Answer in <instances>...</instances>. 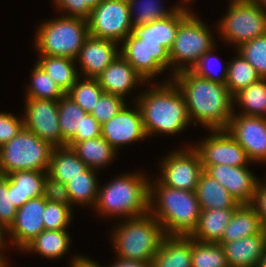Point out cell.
Listing matches in <instances>:
<instances>
[{
    "label": "cell",
    "instance_id": "7",
    "mask_svg": "<svg viewBox=\"0 0 266 267\" xmlns=\"http://www.w3.org/2000/svg\"><path fill=\"white\" fill-rule=\"evenodd\" d=\"M35 47L39 55L61 56L76 59L89 36L87 19L62 16L50 19L38 27Z\"/></svg>",
    "mask_w": 266,
    "mask_h": 267
},
{
    "label": "cell",
    "instance_id": "24",
    "mask_svg": "<svg viewBox=\"0 0 266 267\" xmlns=\"http://www.w3.org/2000/svg\"><path fill=\"white\" fill-rule=\"evenodd\" d=\"M195 193L201 210L237 208L240 205L224 186L205 171L201 173Z\"/></svg>",
    "mask_w": 266,
    "mask_h": 267
},
{
    "label": "cell",
    "instance_id": "13",
    "mask_svg": "<svg viewBox=\"0 0 266 267\" xmlns=\"http://www.w3.org/2000/svg\"><path fill=\"white\" fill-rule=\"evenodd\" d=\"M192 147L198 152L202 166L246 167L252 162L247 152L226 130H212L210 136Z\"/></svg>",
    "mask_w": 266,
    "mask_h": 267
},
{
    "label": "cell",
    "instance_id": "5",
    "mask_svg": "<svg viewBox=\"0 0 266 267\" xmlns=\"http://www.w3.org/2000/svg\"><path fill=\"white\" fill-rule=\"evenodd\" d=\"M142 173H124L104 187L99 185L95 203L97 213L134 218L149 213V183ZM117 215V216H116Z\"/></svg>",
    "mask_w": 266,
    "mask_h": 267
},
{
    "label": "cell",
    "instance_id": "17",
    "mask_svg": "<svg viewBox=\"0 0 266 267\" xmlns=\"http://www.w3.org/2000/svg\"><path fill=\"white\" fill-rule=\"evenodd\" d=\"M44 196L28 200L22 207L18 208L14 222L4 233V243L6 235L11 238L16 249L22 250L30 241L45 230L43 222V212L46 207Z\"/></svg>",
    "mask_w": 266,
    "mask_h": 267
},
{
    "label": "cell",
    "instance_id": "14",
    "mask_svg": "<svg viewBox=\"0 0 266 267\" xmlns=\"http://www.w3.org/2000/svg\"><path fill=\"white\" fill-rule=\"evenodd\" d=\"M25 101L24 127L53 146H61L58 100L26 98Z\"/></svg>",
    "mask_w": 266,
    "mask_h": 267
},
{
    "label": "cell",
    "instance_id": "53",
    "mask_svg": "<svg viewBox=\"0 0 266 267\" xmlns=\"http://www.w3.org/2000/svg\"><path fill=\"white\" fill-rule=\"evenodd\" d=\"M257 267H266V249H265L263 256L260 258V261Z\"/></svg>",
    "mask_w": 266,
    "mask_h": 267
},
{
    "label": "cell",
    "instance_id": "18",
    "mask_svg": "<svg viewBox=\"0 0 266 267\" xmlns=\"http://www.w3.org/2000/svg\"><path fill=\"white\" fill-rule=\"evenodd\" d=\"M204 171L224 186L239 204H250L260 181L247 167L203 166Z\"/></svg>",
    "mask_w": 266,
    "mask_h": 267
},
{
    "label": "cell",
    "instance_id": "47",
    "mask_svg": "<svg viewBox=\"0 0 266 267\" xmlns=\"http://www.w3.org/2000/svg\"><path fill=\"white\" fill-rule=\"evenodd\" d=\"M259 182L249 204L260 218L263 229L266 231V187Z\"/></svg>",
    "mask_w": 266,
    "mask_h": 267
},
{
    "label": "cell",
    "instance_id": "10",
    "mask_svg": "<svg viewBox=\"0 0 266 267\" xmlns=\"http://www.w3.org/2000/svg\"><path fill=\"white\" fill-rule=\"evenodd\" d=\"M228 8L218 30L235 48L266 34V13L254 0H232Z\"/></svg>",
    "mask_w": 266,
    "mask_h": 267
},
{
    "label": "cell",
    "instance_id": "36",
    "mask_svg": "<svg viewBox=\"0 0 266 267\" xmlns=\"http://www.w3.org/2000/svg\"><path fill=\"white\" fill-rule=\"evenodd\" d=\"M192 267H229L220 243L201 242L191 238Z\"/></svg>",
    "mask_w": 266,
    "mask_h": 267
},
{
    "label": "cell",
    "instance_id": "49",
    "mask_svg": "<svg viewBox=\"0 0 266 267\" xmlns=\"http://www.w3.org/2000/svg\"><path fill=\"white\" fill-rule=\"evenodd\" d=\"M70 267H102L92 259L86 258L85 256H75L71 259Z\"/></svg>",
    "mask_w": 266,
    "mask_h": 267
},
{
    "label": "cell",
    "instance_id": "6",
    "mask_svg": "<svg viewBox=\"0 0 266 267\" xmlns=\"http://www.w3.org/2000/svg\"><path fill=\"white\" fill-rule=\"evenodd\" d=\"M165 236L159 221L147 213L123 220L111 238L117 258L151 264Z\"/></svg>",
    "mask_w": 266,
    "mask_h": 267
},
{
    "label": "cell",
    "instance_id": "22",
    "mask_svg": "<svg viewBox=\"0 0 266 267\" xmlns=\"http://www.w3.org/2000/svg\"><path fill=\"white\" fill-rule=\"evenodd\" d=\"M150 265L151 267H192L191 237L166 235Z\"/></svg>",
    "mask_w": 266,
    "mask_h": 267
},
{
    "label": "cell",
    "instance_id": "54",
    "mask_svg": "<svg viewBox=\"0 0 266 267\" xmlns=\"http://www.w3.org/2000/svg\"><path fill=\"white\" fill-rule=\"evenodd\" d=\"M266 13V0H254Z\"/></svg>",
    "mask_w": 266,
    "mask_h": 267
},
{
    "label": "cell",
    "instance_id": "21",
    "mask_svg": "<svg viewBox=\"0 0 266 267\" xmlns=\"http://www.w3.org/2000/svg\"><path fill=\"white\" fill-rule=\"evenodd\" d=\"M222 246L229 267H257L266 249V231Z\"/></svg>",
    "mask_w": 266,
    "mask_h": 267
},
{
    "label": "cell",
    "instance_id": "12",
    "mask_svg": "<svg viewBox=\"0 0 266 267\" xmlns=\"http://www.w3.org/2000/svg\"><path fill=\"white\" fill-rule=\"evenodd\" d=\"M189 148V149H188ZM161 177L157 180L165 186L195 191L204 171L198 152L190 147L166 155L161 161Z\"/></svg>",
    "mask_w": 266,
    "mask_h": 267
},
{
    "label": "cell",
    "instance_id": "30",
    "mask_svg": "<svg viewBox=\"0 0 266 267\" xmlns=\"http://www.w3.org/2000/svg\"><path fill=\"white\" fill-rule=\"evenodd\" d=\"M61 146L67 142L81 141L82 118L87 114L66 94L58 100Z\"/></svg>",
    "mask_w": 266,
    "mask_h": 267
},
{
    "label": "cell",
    "instance_id": "40",
    "mask_svg": "<svg viewBox=\"0 0 266 267\" xmlns=\"http://www.w3.org/2000/svg\"><path fill=\"white\" fill-rule=\"evenodd\" d=\"M17 210L12 198V181L0 175V230L3 234L14 222Z\"/></svg>",
    "mask_w": 266,
    "mask_h": 267
},
{
    "label": "cell",
    "instance_id": "37",
    "mask_svg": "<svg viewBox=\"0 0 266 267\" xmlns=\"http://www.w3.org/2000/svg\"><path fill=\"white\" fill-rule=\"evenodd\" d=\"M31 74L32 81L27 87L25 98L59 100L66 94L37 62Z\"/></svg>",
    "mask_w": 266,
    "mask_h": 267
},
{
    "label": "cell",
    "instance_id": "45",
    "mask_svg": "<svg viewBox=\"0 0 266 267\" xmlns=\"http://www.w3.org/2000/svg\"><path fill=\"white\" fill-rule=\"evenodd\" d=\"M23 127V118L0 112V147L11 141Z\"/></svg>",
    "mask_w": 266,
    "mask_h": 267
},
{
    "label": "cell",
    "instance_id": "19",
    "mask_svg": "<svg viewBox=\"0 0 266 267\" xmlns=\"http://www.w3.org/2000/svg\"><path fill=\"white\" fill-rule=\"evenodd\" d=\"M116 41L88 36L75 59L84 78H96L120 54Z\"/></svg>",
    "mask_w": 266,
    "mask_h": 267
},
{
    "label": "cell",
    "instance_id": "31",
    "mask_svg": "<svg viewBox=\"0 0 266 267\" xmlns=\"http://www.w3.org/2000/svg\"><path fill=\"white\" fill-rule=\"evenodd\" d=\"M39 57L36 62L65 93L79 78H82L75 66L77 61L73 58L49 55H39Z\"/></svg>",
    "mask_w": 266,
    "mask_h": 267
},
{
    "label": "cell",
    "instance_id": "26",
    "mask_svg": "<svg viewBox=\"0 0 266 267\" xmlns=\"http://www.w3.org/2000/svg\"><path fill=\"white\" fill-rule=\"evenodd\" d=\"M66 146L71 147L80 160L93 170L107 166L117 153L102 136L86 141L67 142Z\"/></svg>",
    "mask_w": 266,
    "mask_h": 267
},
{
    "label": "cell",
    "instance_id": "35",
    "mask_svg": "<svg viewBox=\"0 0 266 267\" xmlns=\"http://www.w3.org/2000/svg\"><path fill=\"white\" fill-rule=\"evenodd\" d=\"M237 53L235 59L227 62L228 76L225 85L232 96L261 78L254 67L239 52Z\"/></svg>",
    "mask_w": 266,
    "mask_h": 267
},
{
    "label": "cell",
    "instance_id": "42",
    "mask_svg": "<svg viewBox=\"0 0 266 267\" xmlns=\"http://www.w3.org/2000/svg\"><path fill=\"white\" fill-rule=\"evenodd\" d=\"M126 100L115 94L103 93L90 113L101 125L116 116Z\"/></svg>",
    "mask_w": 266,
    "mask_h": 267
},
{
    "label": "cell",
    "instance_id": "11",
    "mask_svg": "<svg viewBox=\"0 0 266 267\" xmlns=\"http://www.w3.org/2000/svg\"><path fill=\"white\" fill-rule=\"evenodd\" d=\"M89 35L121 44L133 32L128 0H102L87 18Z\"/></svg>",
    "mask_w": 266,
    "mask_h": 267
},
{
    "label": "cell",
    "instance_id": "52",
    "mask_svg": "<svg viewBox=\"0 0 266 267\" xmlns=\"http://www.w3.org/2000/svg\"><path fill=\"white\" fill-rule=\"evenodd\" d=\"M85 4L92 10L98 6L102 0H83Z\"/></svg>",
    "mask_w": 266,
    "mask_h": 267
},
{
    "label": "cell",
    "instance_id": "39",
    "mask_svg": "<svg viewBox=\"0 0 266 267\" xmlns=\"http://www.w3.org/2000/svg\"><path fill=\"white\" fill-rule=\"evenodd\" d=\"M236 50L261 78H266V34L241 44Z\"/></svg>",
    "mask_w": 266,
    "mask_h": 267
},
{
    "label": "cell",
    "instance_id": "20",
    "mask_svg": "<svg viewBox=\"0 0 266 267\" xmlns=\"http://www.w3.org/2000/svg\"><path fill=\"white\" fill-rule=\"evenodd\" d=\"M96 79L104 90V93L119 95L124 99L134 87L141 85V83L146 84L144 78L121 54H119Z\"/></svg>",
    "mask_w": 266,
    "mask_h": 267
},
{
    "label": "cell",
    "instance_id": "4",
    "mask_svg": "<svg viewBox=\"0 0 266 267\" xmlns=\"http://www.w3.org/2000/svg\"><path fill=\"white\" fill-rule=\"evenodd\" d=\"M149 213L162 225L165 235L189 236L197 226L201 209L195 191L149 183Z\"/></svg>",
    "mask_w": 266,
    "mask_h": 267
},
{
    "label": "cell",
    "instance_id": "16",
    "mask_svg": "<svg viewBox=\"0 0 266 267\" xmlns=\"http://www.w3.org/2000/svg\"><path fill=\"white\" fill-rule=\"evenodd\" d=\"M125 104L118 114L101 125V136L117 151L118 147L147 138L140 108Z\"/></svg>",
    "mask_w": 266,
    "mask_h": 267
},
{
    "label": "cell",
    "instance_id": "44",
    "mask_svg": "<svg viewBox=\"0 0 266 267\" xmlns=\"http://www.w3.org/2000/svg\"><path fill=\"white\" fill-rule=\"evenodd\" d=\"M44 197L47 201L60 203L73 207L70 201L67 184L53 179L48 174L44 182Z\"/></svg>",
    "mask_w": 266,
    "mask_h": 267
},
{
    "label": "cell",
    "instance_id": "43",
    "mask_svg": "<svg viewBox=\"0 0 266 267\" xmlns=\"http://www.w3.org/2000/svg\"><path fill=\"white\" fill-rule=\"evenodd\" d=\"M214 50L215 49L212 48L211 50L203 54L198 59V61L193 65L190 71L201 78L209 79L210 81L225 85L227 76H228V66H226L223 72H221L220 74L218 73L216 74L213 71V68L209 66L212 63L211 60H218V59H215L216 57L213 56ZM212 72H214L215 74Z\"/></svg>",
    "mask_w": 266,
    "mask_h": 267
},
{
    "label": "cell",
    "instance_id": "25",
    "mask_svg": "<svg viewBox=\"0 0 266 267\" xmlns=\"http://www.w3.org/2000/svg\"><path fill=\"white\" fill-rule=\"evenodd\" d=\"M262 230L263 227L256 211L249 204H240L233 213L222 238L217 243L223 245L258 234Z\"/></svg>",
    "mask_w": 266,
    "mask_h": 267
},
{
    "label": "cell",
    "instance_id": "29",
    "mask_svg": "<svg viewBox=\"0 0 266 267\" xmlns=\"http://www.w3.org/2000/svg\"><path fill=\"white\" fill-rule=\"evenodd\" d=\"M66 230H44L21 251L39 253L49 259H60L70 248L71 238Z\"/></svg>",
    "mask_w": 266,
    "mask_h": 267
},
{
    "label": "cell",
    "instance_id": "2",
    "mask_svg": "<svg viewBox=\"0 0 266 267\" xmlns=\"http://www.w3.org/2000/svg\"><path fill=\"white\" fill-rule=\"evenodd\" d=\"M171 80L183 95L191 123H200L210 132L228 128L235 106L226 85L201 78L190 70L179 71Z\"/></svg>",
    "mask_w": 266,
    "mask_h": 267
},
{
    "label": "cell",
    "instance_id": "56",
    "mask_svg": "<svg viewBox=\"0 0 266 267\" xmlns=\"http://www.w3.org/2000/svg\"><path fill=\"white\" fill-rule=\"evenodd\" d=\"M192 1H193V0H182L181 3H182V2H183V3H182L181 6H182V7H185L184 4H187V3L192 2Z\"/></svg>",
    "mask_w": 266,
    "mask_h": 267
},
{
    "label": "cell",
    "instance_id": "9",
    "mask_svg": "<svg viewBox=\"0 0 266 267\" xmlns=\"http://www.w3.org/2000/svg\"><path fill=\"white\" fill-rule=\"evenodd\" d=\"M214 42L208 26L191 11L179 23L170 50L171 76L179 71L190 70L203 54L215 48Z\"/></svg>",
    "mask_w": 266,
    "mask_h": 267
},
{
    "label": "cell",
    "instance_id": "48",
    "mask_svg": "<svg viewBox=\"0 0 266 267\" xmlns=\"http://www.w3.org/2000/svg\"><path fill=\"white\" fill-rule=\"evenodd\" d=\"M101 124L89 113L82 118L81 141L101 136Z\"/></svg>",
    "mask_w": 266,
    "mask_h": 267
},
{
    "label": "cell",
    "instance_id": "38",
    "mask_svg": "<svg viewBox=\"0 0 266 267\" xmlns=\"http://www.w3.org/2000/svg\"><path fill=\"white\" fill-rule=\"evenodd\" d=\"M103 93L104 90L96 78H84L83 80L78 79L66 92V95L90 114Z\"/></svg>",
    "mask_w": 266,
    "mask_h": 267
},
{
    "label": "cell",
    "instance_id": "3",
    "mask_svg": "<svg viewBox=\"0 0 266 267\" xmlns=\"http://www.w3.org/2000/svg\"><path fill=\"white\" fill-rule=\"evenodd\" d=\"M165 80V83L155 87L153 85L151 89L141 92L135 101L140 108L148 137L159 133L174 135L191 124L182 93L171 77Z\"/></svg>",
    "mask_w": 266,
    "mask_h": 267
},
{
    "label": "cell",
    "instance_id": "33",
    "mask_svg": "<svg viewBox=\"0 0 266 267\" xmlns=\"http://www.w3.org/2000/svg\"><path fill=\"white\" fill-rule=\"evenodd\" d=\"M95 171L97 173V170L87 168L82 172V175L72 178L67 183L71 204L95 206L99 190V182Z\"/></svg>",
    "mask_w": 266,
    "mask_h": 267
},
{
    "label": "cell",
    "instance_id": "51",
    "mask_svg": "<svg viewBox=\"0 0 266 267\" xmlns=\"http://www.w3.org/2000/svg\"><path fill=\"white\" fill-rule=\"evenodd\" d=\"M7 247V245L0 246V267H8L7 258H5L2 249Z\"/></svg>",
    "mask_w": 266,
    "mask_h": 267
},
{
    "label": "cell",
    "instance_id": "1",
    "mask_svg": "<svg viewBox=\"0 0 266 267\" xmlns=\"http://www.w3.org/2000/svg\"><path fill=\"white\" fill-rule=\"evenodd\" d=\"M191 12L180 7L172 16L136 27L121 43L120 54L148 81L171 68L170 50L179 23Z\"/></svg>",
    "mask_w": 266,
    "mask_h": 267
},
{
    "label": "cell",
    "instance_id": "50",
    "mask_svg": "<svg viewBox=\"0 0 266 267\" xmlns=\"http://www.w3.org/2000/svg\"><path fill=\"white\" fill-rule=\"evenodd\" d=\"M109 267H151V265L150 263L117 258V260L114 261L112 265H109Z\"/></svg>",
    "mask_w": 266,
    "mask_h": 267
},
{
    "label": "cell",
    "instance_id": "46",
    "mask_svg": "<svg viewBox=\"0 0 266 267\" xmlns=\"http://www.w3.org/2000/svg\"><path fill=\"white\" fill-rule=\"evenodd\" d=\"M54 6L60 11H66L65 16H75L87 19L91 9L83 0H53Z\"/></svg>",
    "mask_w": 266,
    "mask_h": 267
},
{
    "label": "cell",
    "instance_id": "23",
    "mask_svg": "<svg viewBox=\"0 0 266 267\" xmlns=\"http://www.w3.org/2000/svg\"><path fill=\"white\" fill-rule=\"evenodd\" d=\"M235 210L236 208L201 210L197 226L189 236L197 241L217 243Z\"/></svg>",
    "mask_w": 266,
    "mask_h": 267
},
{
    "label": "cell",
    "instance_id": "32",
    "mask_svg": "<svg viewBox=\"0 0 266 267\" xmlns=\"http://www.w3.org/2000/svg\"><path fill=\"white\" fill-rule=\"evenodd\" d=\"M233 102L244 109L239 114L266 118V78L240 90L233 96Z\"/></svg>",
    "mask_w": 266,
    "mask_h": 267
},
{
    "label": "cell",
    "instance_id": "28",
    "mask_svg": "<svg viewBox=\"0 0 266 267\" xmlns=\"http://www.w3.org/2000/svg\"><path fill=\"white\" fill-rule=\"evenodd\" d=\"M87 168L71 147L57 146L53 149L47 173L53 179L67 184Z\"/></svg>",
    "mask_w": 266,
    "mask_h": 267
},
{
    "label": "cell",
    "instance_id": "8",
    "mask_svg": "<svg viewBox=\"0 0 266 267\" xmlns=\"http://www.w3.org/2000/svg\"><path fill=\"white\" fill-rule=\"evenodd\" d=\"M54 147L23 127L0 147V175L15 171L48 172Z\"/></svg>",
    "mask_w": 266,
    "mask_h": 267
},
{
    "label": "cell",
    "instance_id": "15",
    "mask_svg": "<svg viewBox=\"0 0 266 267\" xmlns=\"http://www.w3.org/2000/svg\"><path fill=\"white\" fill-rule=\"evenodd\" d=\"M226 131L247 152L253 163L266 162V118L233 111Z\"/></svg>",
    "mask_w": 266,
    "mask_h": 267
},
{
    "label": "cell",
    "instance_id": "34",
    "mask_svg": "<svg viewBox=\"0 0 266 267\" xmlns=\"http://www.w3.org/2000/svg\"><path fill=\"white\" fill-rule=\"evenodd\" d=\"M159 2L158 0H128L133 29L151 24L159 19L168 18L181 7V4L174 5L173 8L168 10L162 8ZM134 12L136 13L135 18H133Z\"/></svg>",
    "mask_w": 266,
    "mask_h": 267
},
{
    "label": "cell",
    "instance_id": "55",
    "mask_svg": "<svg viewBox=\"0 0 266 267\" xmlns=\"http://www.w3.org/2000/svg\"><path fill=\"white\" fill-rule=\"evenodd\" d=\"M3 245H5V243H4V234L0 230V246H3Z\"/></svg>",
    "mask_w": 266,
    "mask_h": 267
},
{
    "label": "cell",
    "instance_id": "41",
    "mask_svg": "<svg viewBox=\"0 0 266 267\" xmlns=\"http://www.w3.org/2000/svg\"><path fill=\"white\" fill-rule=\"evenodd\" d=\"M72 215L70 206L47 201L42 217L45 230H67Z\"/></svg>",
    "mask_w": 266,
    "mask_h": 267
},
{
    "label": "cell",
    "instance_id": "27",
    "mask_svg": "<svg viewBox=\"0 0 266 267\" xmlns=\"http://www.w3.org/2000/svg\"><path fill=\"white\" fill-rule=\"evenodd\" d=\"M47 174L39 171H15L6 175L12 181V198L17 209L32 198L44 196Z\"/></svg>",
    "mask_w": 266,
    "mask_h": 267
}]
</instances>
